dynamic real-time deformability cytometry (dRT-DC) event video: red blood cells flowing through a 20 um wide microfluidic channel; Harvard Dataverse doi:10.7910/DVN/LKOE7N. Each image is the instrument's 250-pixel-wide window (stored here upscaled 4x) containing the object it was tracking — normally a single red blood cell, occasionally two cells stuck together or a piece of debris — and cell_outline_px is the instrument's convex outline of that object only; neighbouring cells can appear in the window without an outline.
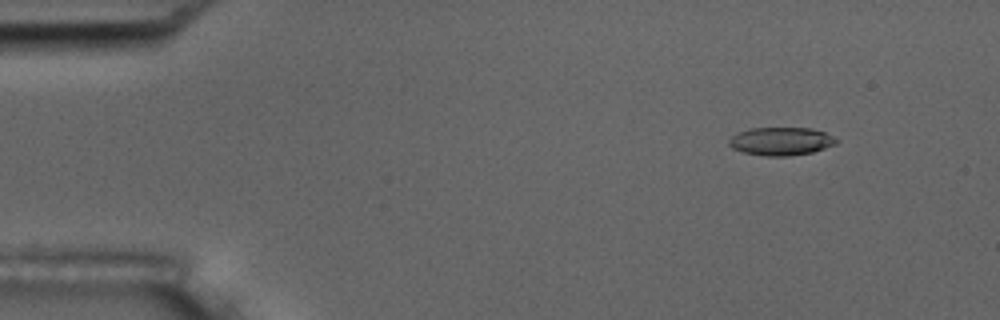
{"species": "common noctule bat (a hibernating species)", "species_latin": "Nyctalus noctula", "temperature_condition": "room temperature", "stored_images_in_passage": 4, "camera_frame_rate_fps": 3000, "um_per_image_px": 0.085, "animal": {"sex": "male", "body_mass_g": 17.5, "forearm_length_mm": 52.3}, "frame": {"image": 1, "passage_image": 1, "time_ms": 0.0, "image_size_px": [1000, 320], "cell_outline_px": [[840, 140], [836, 144], [812, 152], [788, 156], [764, 156], [744, 152], [732, 148], [728, 144], [728, 140], [736, 132], [752, 128], [812, 128], [824, 132]], "centroid_in_image_um": [66.37, 12.0], "position_along_channel_um": 18.6, "area_um2": 17.63}}
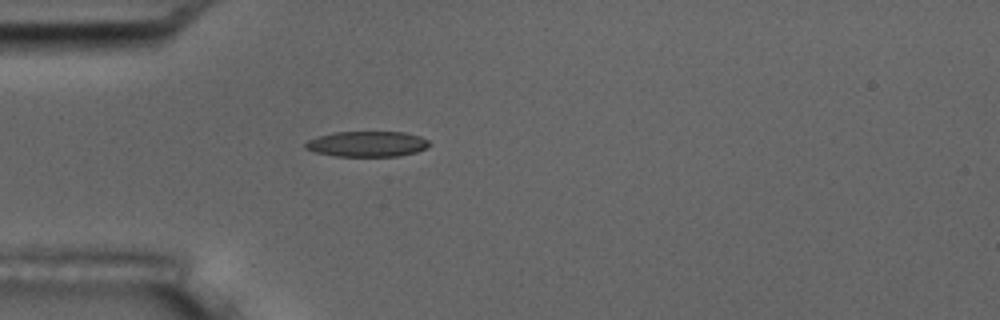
{"frame": {"image": 2, "passage_image": 4, "time_ms": 3.333, "image_size_px": [1000, 320], "cell_outline_px": [[432, 144], [428, 148], [416, 152], [396, 156], [336, 156], [316, 152], [304, 148], [304, 144], [308, 140], [316, 136], [332, 132], [404, 132], [420, 136], [428, 140]], "centroid_in_image_um": [31.21, 12.23], "position_along_channel_um": 53.8, "area_um2": 18.55}}